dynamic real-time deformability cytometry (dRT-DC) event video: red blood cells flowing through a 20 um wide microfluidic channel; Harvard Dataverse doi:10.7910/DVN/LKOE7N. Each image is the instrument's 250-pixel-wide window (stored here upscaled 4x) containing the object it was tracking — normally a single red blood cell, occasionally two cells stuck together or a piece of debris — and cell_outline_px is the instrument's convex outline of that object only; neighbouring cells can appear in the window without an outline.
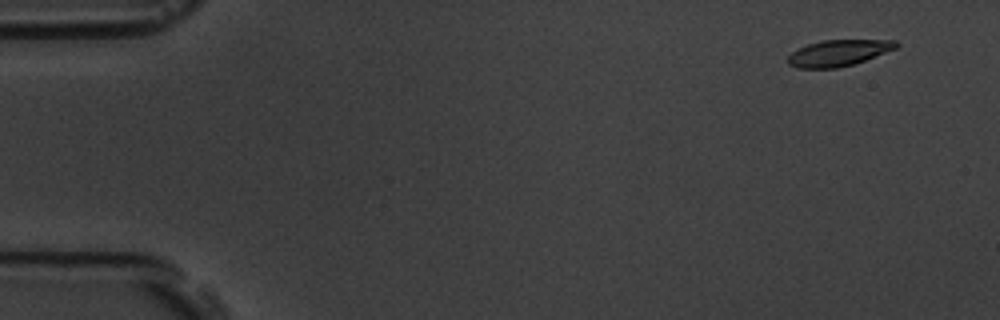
{"species": "common noctule bat (a hibernating species)", "species_latin": "Nyctalus noctula", "temperature_condition": "room temperature", "stored_images_in_passage": 5, "camera_frame_rate_fps": 3000, "um_per_image_px": 0.085, "animal": {"sex": "male", "body_mass_g": 19.5, "forearm_length_mm": 54.6}, "frame": {"image": 1, "passage_image": 1, "time_ms": 0.0, "image_size_px": [1000, 320], "cell_outline_px": [[900, 44], [896, 48], [864, 60], [852, 64], [836, 68], [800, 68], [788, 64], [788, 56], [792, 52], [808, 44], [824, 40], [896, 40]], "centroid_in_image_um": [71.27, 4.49], "position_along_channel_um": 13.7, "area_um2": 16.24}}
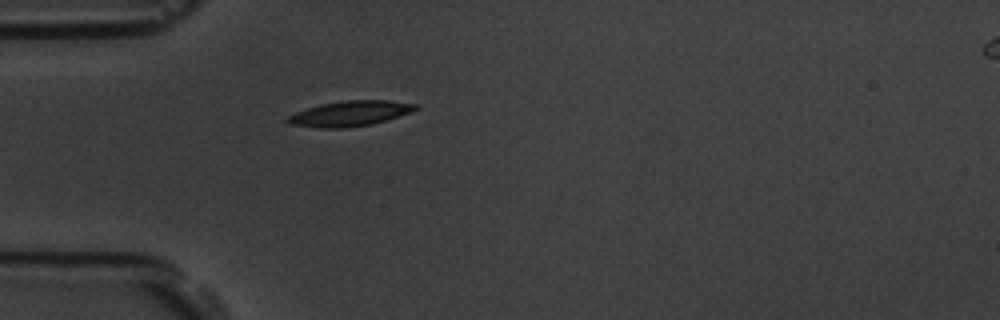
{"frame": {"image": 2, "passage_image": 5, "time_ms": 4.333, "image_size_px": [1000, 320], "cell_outline_px": [[420, 108], [372, 124], [348, 128], [316, 128], [288, 124], [284, 120], [288, 116], [296, 112], [320, 104], [344, 100], [388, 100], [416, 104]], "centroid_in_image_um": [29.67, 9.65], "position_along_channel_um": 55.3, "area_um2": 18.79}}